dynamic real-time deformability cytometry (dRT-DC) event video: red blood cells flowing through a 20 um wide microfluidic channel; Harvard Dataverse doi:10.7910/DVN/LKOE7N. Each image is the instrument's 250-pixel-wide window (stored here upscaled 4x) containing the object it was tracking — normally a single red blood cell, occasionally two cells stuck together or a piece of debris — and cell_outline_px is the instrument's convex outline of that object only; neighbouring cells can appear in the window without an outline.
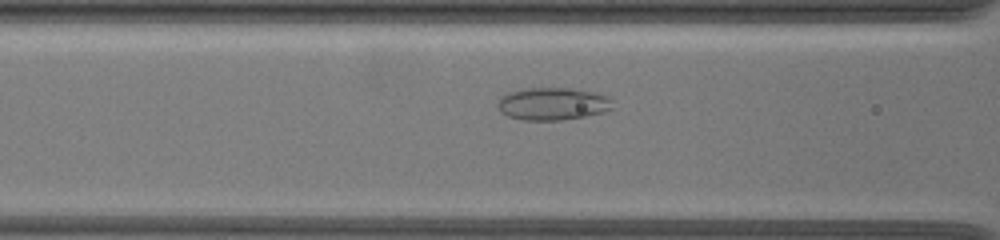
{"species": "common noctule bat (a hibernating species)", "species_latin": "Nyctalus noctula", "temperature_condition": "warm", "stored_images_in_passage": 24, "camera_frame_rate_fps": 3000, "um_per_image_px": 0.085, "animal": {"sex": "female", "body_mass_g": 19.5, "forearm_length_mm": 54.1}, "frame": {"image": 1, "passage_image": 17, "time_ms": 4.333, "image_size_px": [1000, 240], "cell_outline_px": [[612, 108], [604, 112], [584, 116], [560, 120], [524, 120], [508, 116], [500, 112], [496, 104], [500, 96], [508, 92], [524, 88], [568, 88], [592, 92], [608, 96]], "centroid_in_image_um": [46.9, 8.82], "position_along_channel_um": 119.7, "area_um2": 21.73}}